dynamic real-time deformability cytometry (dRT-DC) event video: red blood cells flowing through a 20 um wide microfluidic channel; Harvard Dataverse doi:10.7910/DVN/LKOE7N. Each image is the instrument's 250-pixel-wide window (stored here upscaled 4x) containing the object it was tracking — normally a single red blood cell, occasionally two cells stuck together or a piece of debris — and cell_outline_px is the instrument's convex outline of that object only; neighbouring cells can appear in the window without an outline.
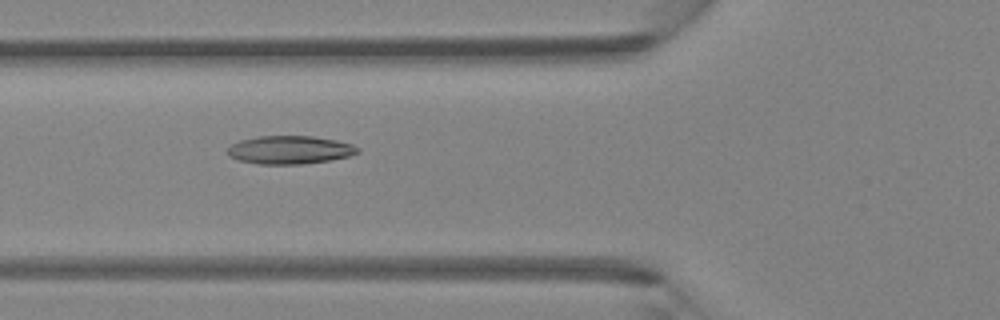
{"species": "Egyptian fruit bat (a non-hibernating species)", "species_latin": "Rousettus aegyptiacus", "temperature_condition": "room temperature", "stored_images_in_passage": 43, "camera_frame_rate_fps": 3000, "um_per_image_px": 0.085, "animal": {"sex": "female"}, "frame": {"image": 1, "passage_image": 14, "time_ms": 4.333, "image_size_px": [1000, 320], "cell_outline_px": [[360, 152], [348, 156], [332, 160], [304, 164], [256, 164], [240, 160], [228, 156], [228, 148], [232, 144], [240, 140], [260, 136], [312, 136], [336, 140], [352, 144], [360, 148]], "centroid_in_image_um": [24.66, 12.74], "position_along_channel_um": 101.1, "area_um2": 21.44}}
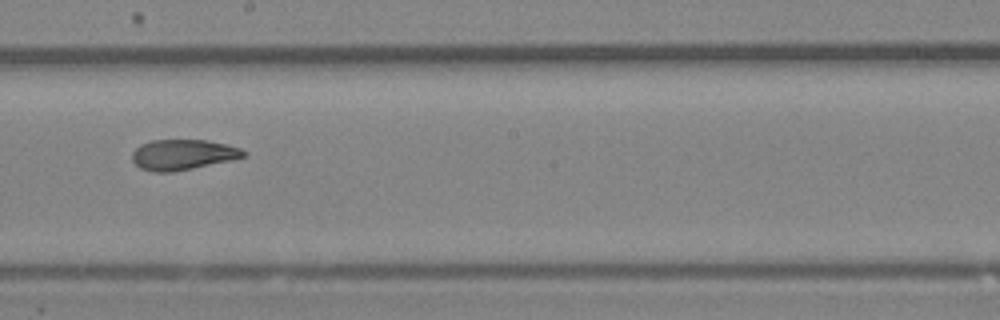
{"frame": {"image": 2, "passage_image": 23, "time_ms": 7.333, "image_size_px": [1000, 320], "cell_outline_px": [[248, 152], [244, 156], [232, 160], [172, 172], [152, 172], [140, 168], [132, 160], [132, 152], [140, 144], [152, 140], [208, 140], [228, 144], [240, 148]], "centroid_in_image_um": [15.54, 13.14], "position_along_channel_um": 232.7, "area_um2": 19.83}}
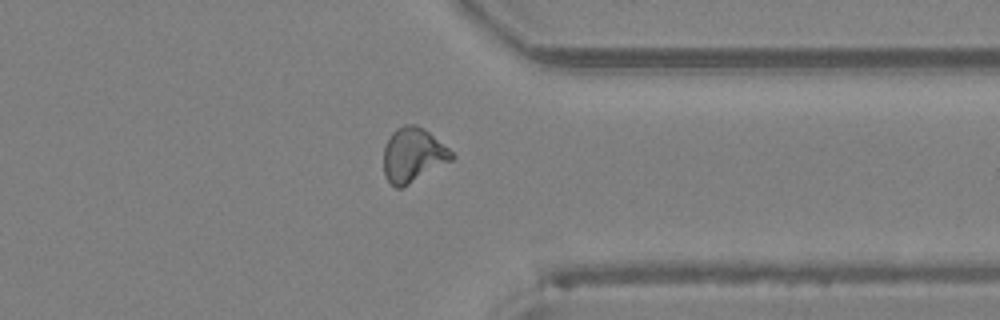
{"frame": {"image": 3, "passage_image": 33, "time_ms": 10.667, "image_size_px": [1000, 320], "cell_outline_px": [[456, 156], [452, 160], [408, 184], [400, 188], [396, 188], [384, 176], [384, 148], [392, 132], [396, 128], [404, 124], [416, 124], [424, 128], [448, 148]], "centroid_in_image_um": [35.1, 13.15], "position_along_channel_um": 376.3, "area_um2": 21.33}}